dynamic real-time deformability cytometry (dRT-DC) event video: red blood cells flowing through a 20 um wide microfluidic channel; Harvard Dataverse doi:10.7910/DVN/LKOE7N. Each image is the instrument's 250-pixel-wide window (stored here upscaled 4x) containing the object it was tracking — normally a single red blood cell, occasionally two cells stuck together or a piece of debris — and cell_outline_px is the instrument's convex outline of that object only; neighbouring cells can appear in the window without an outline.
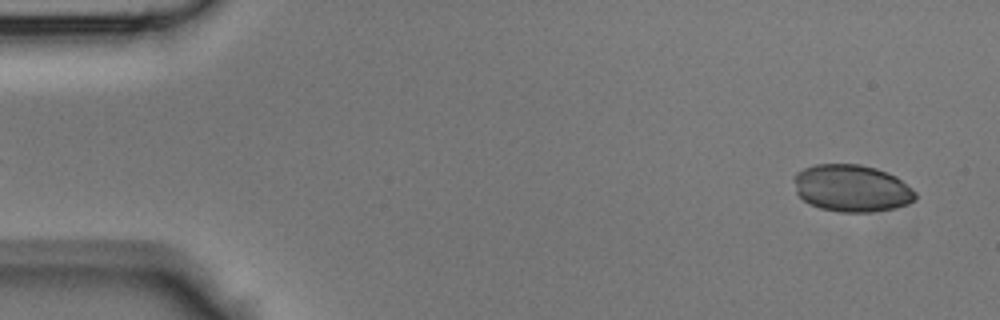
{"species": "Egyptian fruit bat (a non-hibernating species)", "species_latin": "Rousettus aegyptiacus", "temperature_condition": "room temperature", "stored_images_in_passage": 44, "camera_frame_rate_fps": 3000, "um_per_image_px": 0.085, "animal": {"sex": "male"}, "frame": {"image": 1, "passage_image": 2, "time_ms": 0.333, "image_size_px": [1000, 320], "cell_outline_px": [[916, 200], [908, 204], [892, 208], [868, 212], [840, 212], [820, 208], [804, 200], [796, 192], [796, 172], [804, 168], [816, 164], [860, 164], [876, 168], [888, 172], [896, 176], [912, 188], [916, 192]], "centroid_in_image_um": [72.44, 15.99], "position_along_channel_um": 12.6, "area_um2": 33.18}}
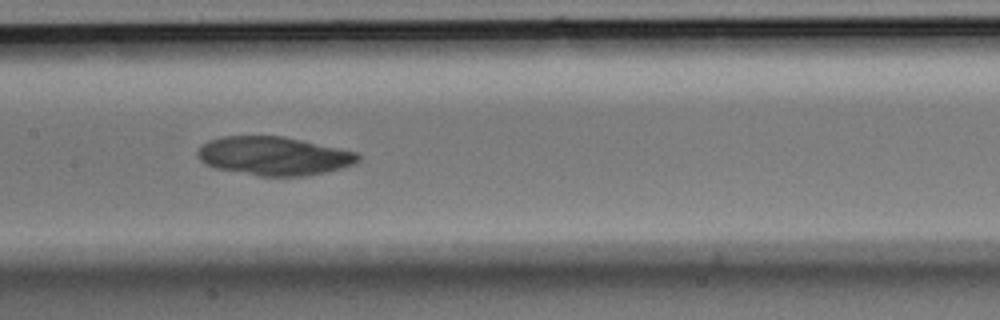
{"frame": {"image": 2, "passage_image": 21, "time_ms": 6.667, "image_size_px": [1000, 320], "cell_outline_px": [[360, 160], [352, 164], [340, 168], [324, 172], [304, 176], [260, 176], [216, 168], [204, 164], [196, 156], [196, 152], [200, 144], [208, 140], [224, 136], [284, 136], [340, 148], [356, 152], [360, 156]], "centroid_in_image_um": [23.23, 13.25], "position_along_channel_um": 184.2, "area_um2": 36.18}}
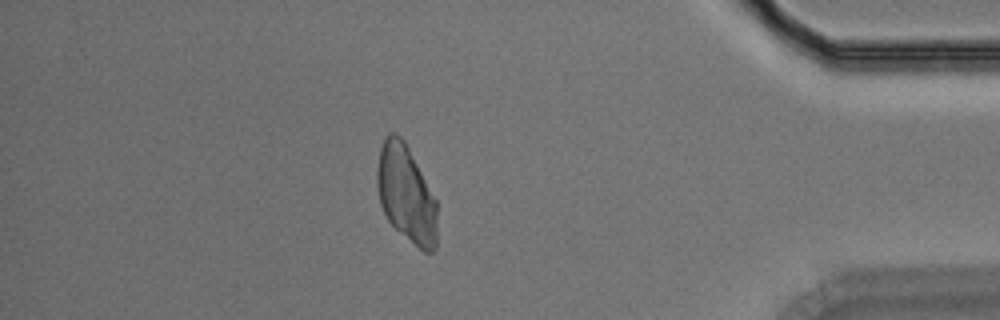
{"frame": {"image": 3, "passage_image": 38, "time_ms": 12.333, "image_size_px": [1000, 320], "cell_outline_px": [[436, 248], [432, 252], [424, 252], [400, 232], [388, 220], [380, 204], [376, 184], [376, 168], [380, 148], [384, 136], [388, 132], [392, 132], [400, 136], [404, 140], [436, 200]], "centroid_in_image_um": [34.49, 16.45], "position_along_channel_um": 400.7, "area_um2": 33.81}}